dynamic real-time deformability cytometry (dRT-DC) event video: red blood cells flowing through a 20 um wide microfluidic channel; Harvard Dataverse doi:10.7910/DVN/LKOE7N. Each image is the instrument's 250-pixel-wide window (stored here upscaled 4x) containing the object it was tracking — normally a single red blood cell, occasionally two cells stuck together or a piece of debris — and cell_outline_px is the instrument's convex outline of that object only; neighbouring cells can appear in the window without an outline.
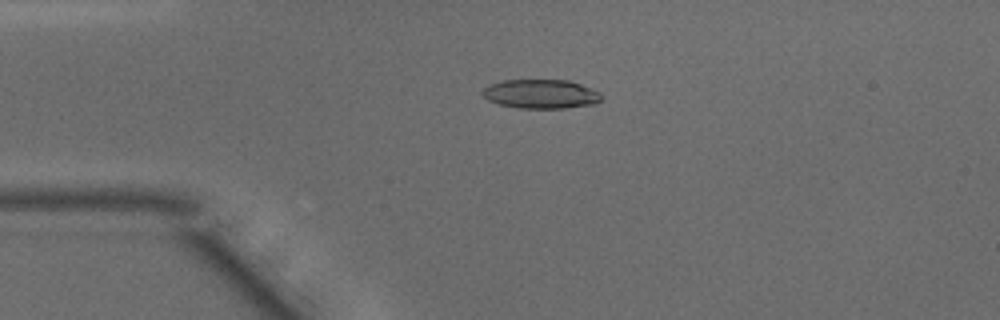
{"species": "common noctule bat (a hibernating species)", "species_latin": "Nyctalus noctula", "temperature_condition": "warm", "stored_images_in_passage": 44, "camera_frame_rate_fps": 3000, "um_per_image_px": 0.085, "animal": {"sex": "male", "body_mass_g": 15.6}, "frame": {"image": 1, "passage_image": 7, "time_ms": 2.0, "image_size_px": [1000, 320], "cell_outline_px": [[600, 100], [596, 104], [564, 108], [520, 108], [500, 104], [488, 100], [480, 92], [488, 84], [504, 80], [568, 80], [592, 88], [600, 92]], "centroid_in_image_um": [45.97, 7.98], "position_along_channel_um": 39.0, "area_um2": 20.17}}
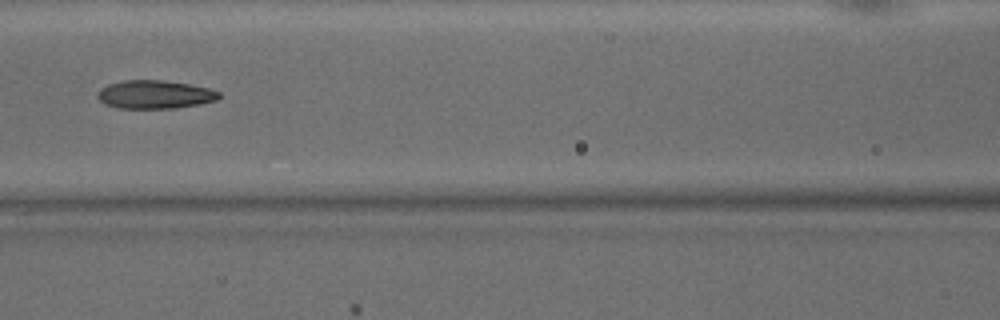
{"frame": {"image": 2, "passage_image": 17, "time_ms": 5.333, "image_size_px": [1000, 320], "cell_outline_px": [[220, 96], [216, 100], [200, 104], [172, 108], [116, 108], [104, 104], [96, 96], [100, 88], [108, 84], [124, 80], [160, 80], [188, 84], [208, 88], [220, 92]], "centroid_in_image_um": [13.12, 8.03], "position_along_channel_um": 153.5, "area_um2": 20.0}}
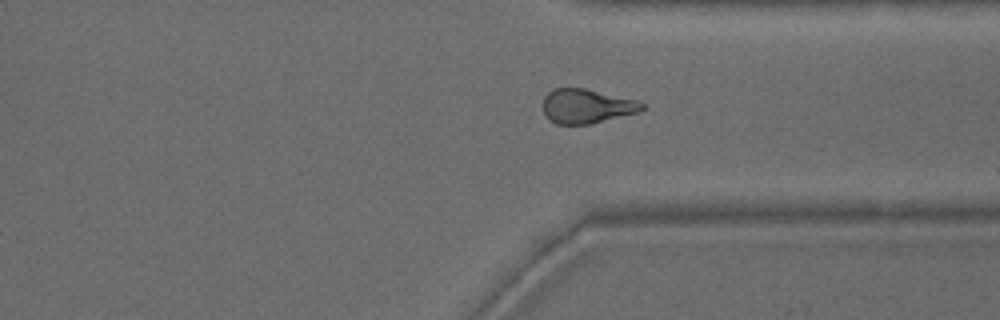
{"frame": {"image": 3, "passage_image": 32, "time_ms": 10.333, "image_size_px": [1000, 320], "cell_outline_px": [[644, 108], [640, 112], [588, 124], [556, 124], [548, 120], [544, 116], [544, 96], [548, 92], [556, 88], [584, 88], [636, 100], [644, 104]], "centroid_in_image_um": [49.84, 9.03], "position_along_channel_um": 361.6, "area_um2": 19.71}, "authors_computed_cell_mechanics": {"area_um2": 20.3167, "velocity_mm_per_s": 4.1619, "shape_relaxation_time_tau1_ms": 6.7686, "shape_relaxation_time_tau2_ms": 2.8449, "deformation_change_tau1": 0.2195, "deformation_change_tau2": 0.1232}}